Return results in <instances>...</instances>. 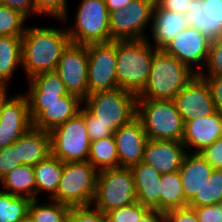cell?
<instances>
[{
  "label": "cell",
  "instance_id": "cell-1",
  "mask_svg": "<svg viewBox=\"0 0 222 222\" xmlns=\"http://www.w3.org/2000/svg\"><path fill=\"white\" fill-rule=\"evenodd\" d=\"M26 93L33 127L51 132L79 113L83 101L68 93L56 70L34 75Z\"/></svg>",
  "mask_w": 222,
  "mask_h": 222
},
{
  "label": "cell",
  "instance_id": "cell-2",
  "mask_svg": "<svg viewBox=\"0 0 222 222\" xmlns=\"http://www.w3.org/2000/svg\"><path fill=\"white\" fill-rule=\"evenodd\" d=\"M70 43L66 29L26 26L22 36V66L27 79L56 70L63 51Z\"/></svg>",
  "mask_w": 222,
  "mask_h": 222
},
{
  "label": "cell",
  "instance_id": "cell-3",
  "mask_svg": "<svg viewBox=\"0 0 222 222\" xmlns=\"http://www.w3.org/2000/svg\"><path fill=\"white\" fill-rule=\"evenodd\" d=\"M83 104L86 124H101L113 133L137 116V95L119 88L88 94Z\"/></svg>",
  "mask_w": 222,
  "mask_h": 222
},
{
  "label": "cell",
  "instance_id": "cell-4",
  "mask_svg": "<svg viewBox=\"0 0 222 222\" xmlns=\"http://www.w3.org/2000/svg\"><path fill=\"white\" fill-rule=\"evenodd\" d=\"M195 75L183 62L157 50L153 55L150 75L137 100H174Z\"/></svg>",
  "mask_w": 222,
  "mask_h": 222
},
{
  "label": "cell",
  "instance_id": "cell-5",
  "mask_svg": "<svg viewBox=\"0 0 222 222\" xmlns=\"http://www.w3.org/2000/svg\"><path fill=\"white\" fill-rule=\"evenodd\" d=\"M147 39L117 40L116 80L119 89L138 95L145 87L154 53Z\"/></svg>",
  "mask_w": 222,
  "mask_h": 222
},
{
  "label": "cell",
  "instance_id": "cell-6",
  "mask_svg": "<svg viewBox=\"0 0 222 222\" xmlns=\"http://www.w3.org/2000/svg\"><path fill=\"white\" fill-rule=\"evenodd\" d=\"M137 117L148 139L182 142L184 122L173 100H137Z\"/></svg>",
  "mask_w": 222,
  "mask_h": 222
},
{
  "label": "cell",
  "instance_id": "cell-7",
  "mask_svg": "<svg viewBox=\"0 0 222 222\" xmlns=\"http://www.w3.org/2000/svg\"><path fill=\"white\" fill-rule=\"evenodd\" d=\"M98 172L88 161L64 162L58 189L50 200L71 207L91 206L96 193Z\"/></svg>",
  "mask_w": 222,
  "mask_h": 222
},
{
  "label": "cell",
  "instance_id": "cell-8",
  "mask_svg": "<svg viewBox=\"0 0 222 222\" xmlns=\"http://www.w3.org/2000/svg\"><path fill=\"white\" fill-rule=\"evenodd\" d=\"M137 202L136 188L131 167H115L98 172L95 209L106 213Z\"/></svg>",
  "mask_w": 222,
  "mask_h": 222
},
{
  "label": "cell",
  "instance_id": "cell-9",
  "mask_svg": "<svg viewBox=\"0 0 222 222\" xmlns=\"http://www.w3.org/2000/svg\"><path fill=\"white\" fill-rule=\"evenodd\" d=\"M109 20L110 13L104 0H81L75 25L67 29L71 43L87 45L111 42Z\"/></svg>",
  "mask_w": 222,
  "mask_h": 222
},
{
  "label": "cell",
  "instance_id": "cell-10",
  "mask_svg": "<svg viewBox=\"0 0 222 222\" xmlns=\"http://www.w3.org/2000/svg\"><path fill=\"white\" fill-rule=\"evenodd\" d=\"M90 144L83 105L79 113L50 132L51 153L63 162L88 161Z\"/></svg>",
  "mask_w": 222,
  "mask_h": 222
},
{
  "label": "cell",
  "instance_id": "cell-11",
  "mask_svg": "<svg viewBox=\"0 0 222 222\" xmlns=\"http://www.w3.org/2000/svg\"><path fill=\"white\" fill-rule=\"evenodd\" d=\"M88 94L118 88L116 80L117 40L87 44Z\"/></svg>",
  "mask_w": 222,
  "mask_h": 222
},
{
  "label": "cell",
  "instance_id": "cell-12",
  "mask_svg": "<svg viewBox=\"0 0 222 222\" xmlns=\"http://www.w3.org/2000/svg\"><path fill=\"white\" fill-rule=\"evenodd\" d=\"M153 8L150 1L133 0L124 9L110 12L111 41L147 39L143 33L152 21Z\"/></svg>",
  "mask_w": 222,
  "mask_h": 222
},
{
  "label": "cell",
  "instance_id": "cell-13",
  "mask_svg": "<svg viewBox=\"0 0 222 222\" xmlns=\"http://www.w3.org/2000/svg\"><path fill=\"white\" fill-rule=\"evenodd\" d=\"M7 93V88L0 89V149L12 145L33 126L26 96L11 98Z\"/></svg>",
  "mask_w": 222,
  "mask_h": 222
},
{
  "label": "cell",
  "instance_id": "cell-14",
  "mask_svg": "<svg viewBox=\"0 0 222 222\" xmlns=\"http://www.w3.org/2000/svg\"><path fill=\"white\" fill-rule=\"evenodd\" d=\"M56 71L69 94L84 100L88 96L87 45L70 43L63 51Z\"/></svg>",
  "mask_w": 222,
  "mask_h": 222
},
{
  "label": "cell",
  "instance_id": "cell-15",
  "mask_svg": "<svg viewBox=\"0 0 222 222\" xmlns=\"http://www.w3.org/2000/svg\"><path fill=\"white\" fill-rule=\"evenodd\" d=\"M173 101L183 122L203 118L216 111L209 86L199 74L193 76Z\"/></svg>",
  "mask_w": 222,
  "mask_h": 222
},
{
  "label": "cell",
  "instance_id": "cell-16",
  "mask_svg": "<svg viewBox=\"0 0 222 222\" xmlns=\"http://www.w3.org/2000/svg\"><path fill=\"white\" fill-rule=\"evenodd\" d=\"M210 40L196 28L187 27L176 35L163 50L183 62L189 69L195 64V74L202 72V62L206 64ZM198 68V69H197Z\"/></svg>",
  "mask_w": 222,
  "mask_h": 222
},
{
  "label": "cell",
  "instance_id": "cell-17",
  "mask_svg": "<svg viewBox=\"0 0 222 222\" xmlns=\"http://www.w3.org/2000/svg\"><path fill=\"white\" fill-rule=\"evenodd\" d=\"M113 135L118 151L119 167H132L143 161L148 137L137 116L121 126Z\"/></svg>",
  "mask_w": 222,
  "mask_h": 222
},
{
  "label": "cell",
  "instance_id": "cell-18",
  "mask_svg": "<svg viewBox=\"0 0 222 222\" xmlns=\"http://www.w3.org/2000/svg\"><path fill=\"white\" fill-rule=\"evenodd\" d=\"M184 14L188 26L210 41L222 38V0H192Z\"/></svg>",
  "mask_w": 222,
  "mask_h": 222
},
{
  "label": "cell",
  "instance_id": "cell-19",
  "mask_svg": "<svg viewBox=\"0 0 222 222\" xmlns=\"http://www.w3.org/2000/svg\"><path fill=\"white\" fill-rule=\"evenodd\" d=\"M186 153L187 150L180 141L148 139L142 162L163 175L178 171Z\"/></svg>",
  "mask_w": 222,
  "mask_h": 222
},
{
  "label": "cell",
  "instance_id": "cell-20",
  "mask_svg": "<svg viewBox=\"0 0 222 222\" xmlns=\"http://www.w3.org/2000/svg\"><path fill=\"white\" fill-rule=\"evenodd\" d=\"M222 137V115L215 111L203 118H195L184 122L182 143L188 150L196 148L192 153H199Z\"/></svg>",
  "mask_w": 222,
  "mask_h": 222
},
{
  "label": "cell",
  "instance_id": "cell-21",
  "mask_svg": "<svg viewBox=\"0 0 222 222\" xmlns=\"http://www.w3.org/2000/svg\"><path fill=\"white\" fill-rule=\"evenodd\" d=\"M178 171L182 181L185 200L189 203L196 194H199L206 180L212 175L214 168L200 153L188 154L187 152Z\"/></svg>",
  "mask_w": 222,
  "mask_h": 222
},
{
  "label": "cell",
  "instance_id": "cell-22",
  "mask_svg": "<svg viewBox=\"0 0 222 222\" xmlns=\"http://www.w3.org/2000/svg\"><path fill=\"white\" fill-rule=\"evenodd\" d=\"M152 26L154 48L163 50L173 38L188 27L185 14L161 9L157 4L153 8Z\"/></svg>",
  "mask_w": 222,
  "mask_h": 222
},
{
  "label": "cell",
  "instance_id": "cell-23",
  "mask_svg": "<svg viewBox=\"0 0 222 222\" xmlns=\"http://www.w3.org/2000/svg\"><path fill=\"white\" fill-rule=\"evenodd\" d=\"M18 163L37 165L51 153L50 132L31 127L15 141Z\"/></svg>",
  "mask_w": 222,
  "mask_h": 222
},
{
  "label": "cell",
  "instance_id": "cell-24",
  "mask_svg": "<svg viewBox=\"0 0 222 222\" xmlns=\"http://www.w3.org/2000/svg\"><path fill=\"white\" fill-rule=\"evenodd\" d=\"M131 170L134 176L137 202L149 209L160 211L161 174L144 162L133 165Z\"/></svg>",
  "mask_w": 222,
  "mask_h": 222
},
{
  "label": "cell",
  "instance_id": "cell-25",
  "mask_svg": "<svg viewBox=\"0 0 222 222\" xmlns=\"http://www.w3.org/2000/svg\"><path fill=\"white\" fill-rule=\"evenodd\" d=\"M4 192L15 196L36 199V182L33 165L21 164L0 180Z\"/></svg>",
  "mask_w": 222,
  "mask_h": 222
},
{
  "label": "cell",
  "instance_id": "cell-26",
  "mask_svg": "<svg viewBox=\"0 0 222 222\" xmlns=\"http://www.w3.org/2000/svg\"><path fill=\"white\" fill-rule=\"evenodd\" d=\"M22 67V36H0V88H6L17 66Z\"/></svg>",
  "mask_w": 222,
  "mask_h": 222
},
{
  "label": "cell",
  "instance_id": "cell-27",
  "mask_svg": "<svg viewBox=\"0 0 222 222\" xmlns=\"http://www.w3.org/2000/svg\"><path fill=\"white\" fill-rule=\"evenodd\" d=\"M64 162L50 153L33 166L36 182V196L40 191L50 193V199L56 194Z\"/></svg>",
  "mask_w": 222,
  "mask_h": 222
},
{
  "label": "cell",
  "instance_id": "cell-28",
  "mask_svg": "<svg viewBox=\"0 0 222 222\" xmlns=\"http://www.w3.org/2000/svg\"><path fill=\"white\" fill-rule=\"evenodd\" d=\"M160 211L187 207L179 171L161 175Z\"/></svg>",
  "mask_w": 222,
  "mask_h": 222
},
{
  "label": "cell",
  "instance_id": "cell-29",
  "mask_svg": "<svg viewBox=\"0 0 222 222\" xmlns=\"http://www.w3.org/2000/svg\"><path fill=\"white\" fill-rule=\"evenodd\" d=\"M88 162L98 171L119 167L114 135L91 141Z\"/></svg>",
  "mask_w": 222,
  "mask_h": 222
},
{
  "label": "cell",
  "instance_id": "cell-30",
  "mask_svg": "<svg viewBox=\"0 0 222 222\" xmlns=\"http://www.w3.org/2000/svg\"><path fill=\"white\" fill-rule=\"evenodd\" d=\"M31 201L0 190V222H19L29 213Z\"/></svg>",
  "mask_w": 222,
  "mask_h": 222
},
{
  "label": "cell",
  "instance_id": "cell-31",
  "mask_svg": "<svg viewBox=\"0 0 222 222\" xmlns=\"http://www.w3.org/2000/svg\"><path fill=\"white\" fill-rule=\"evenodd\" d=\"M48 204H40L33 199L29 206V214L35 222H66L71 206L54 200Z\"/></svg>",
  "mask_w": 222,
  "mask_h": 222
},
{
  "label": "cell",
  "instance_id": "cell-32",
  "mask_svg": "<svg viewBox=\"0 0 222 222\" xmlns=\"http://www.w3.org/2000/svg\"><path fill=\"white\" fill-rule=\"evenodd\" d=\"M222 201V170L214 169L212 175L202 186L199 194L188 203V207L195 208L218 204Z\"/></svg>",
  "mask_w": 222,
  "mask_h": 222
},
{
  "label": "cell",
  "instance_id": "cell-33",
  "mask_svg": "<svg viewBox=\"0 0 222 222\" xmlns=\"http://www.w3.org/2000/svg\"><path fill=\"white\" fill-rule=\"evenodd\" d=\"M26 18L12 8L0 4V36H23Z\"/></svg>",
  "mask_w": 222,
  "mask_h": 222
},
{
  "label": "cell",
  "instance_id": "cell-34",
  "mask_svg": "<svg viewBox=\"0 0 222 222\" xmlns=\"http://www.w3.org/2000/svg\"><path fill=\"white\" fill-rule=\"evenodd\" d=\"M149 208L142 206L139 202L115 208L105 213L108 222H137Z\"/></svg>",
  "mask_w": 222,
  "mask_h": 222
},
{
  "label": "cell",
  "instance_id": "cell-35",
  "mask_svg": "<svg viewBox=\"0 0 222 222\" xmlns=\"http://www.w3.org/2000/svg\"><path fill=\"white\" fill-rule=\"evenodd\" d=\"M67 0H33L35 12L38 15H49L57 18L59 21L67 20L68 5Z\"/></svg>",
  "mask_w": 222,
  "mask_h": 222
},
{
  "label": "cell",
  "instance_id": "cell-36",
  "mask_svg": "<svg viewBox=\"0 0 222 222\" xmlns=\"http://www.w3.org/2000/svg\"><path fill=\"white\" fill-rule=\"evenodd\" d=\"M207 75L202 71L200 76H222V38L210 41L206 66Z\"/></svg>",
  "mask_w": 222,
  "mask_h": 222
},
{
  "label": "cell",
  "instance_id": "cell-37",
  "mask_svg": "<svg viewBox=\"0 0 222 222\" xmlns=\"http://www.w3.org/2000/svg\"><path fill=\"white\" fill-rule=\"evenodd\" d=\"M69 222H108L105 213L91 206L71 207Z\"/></svg>",
  "mask_w": 222,
  "mask_h": 222
},
{
  "label": "cell",
  "instance_id": "cell-38",
  "mask_svg": "<svg viewBox=\"0 0 222 222\" xmlns=\"http://www.w3.org/2000/svg\"><path fill=\"white\" fill-rule=\"evenodd\" d=\"M18 163L17 149H15V142L12 145L0 149V180L13 170Z\"/></svg>",
  "mask_w": 222,
  "mask_h": 222
},
{
  "label": "cell",
  "instance_id": "cell-39",
  "mask_svg": "<svg viewBox=\"0 0 222 222\" xmlns=\"http://www.w3.org/2000/svg\"><path fill=\"white\" fill-rule=\"evenodd\" d=\"M198 222H222V201L218 204L193 208Z\"/></svg>",
  "mask_w": 222,
  "mask_h": 222
},
{
  "label": "cell",
  "instance_id": "cell-40",
  "mask_svg": "<svg viewBox=\"0 0 222 222\" xmlns=\"http://www.w3.org/2000/svg\"><path fill=\"white\" fill-rule=\"evenodd\" d=\"M199 153L214 169L222 170V137Z\"/></svg>",
  "mask_w": 222,
  "mask_h": 222
},
{
  "label": "cell",
  "instance_id": "cell-41",
  "mask_svg": "<svg viewBox=\"0 0 222 222\" xmlns=\"http://www.w3.org/2000/svg\"><path fill=\"white\" fill-rule=\"evenodd\" d=\"M165 222H198L193 208L183 207L165 212Z\"/></svg>",
  "mask_w": 222,
  "mask_h": 222
},
{
  "label": "cell",
  "instance_id": "cell-42",
  "mask_svg": "<svg viewBox=\"0 0 222 222\" xmlns=\"http://www.w3.org/2000/svg\"><path fill=\"white\" fill-rule=\"evenodd\" d=\"M211 91L215 110L222 115V76H201Z\"/></svg>",
  "mask_w": 222,
  "mask_h": 222
},
{
  "label": "cell",
  "instance_id": "cell-43",
  "mask_svg": "<svg viewBox=\"0 0 222 222\" xmlns=\"http://www.w3.org/2000/svg\"><path fill=\"white\" fill-rule=\"evenodd\" d=\"M0 4L12 8L14 11L19 12L26 19L30 14H36L34 9L33 0H0Z\"/></svg>",
  "mask_w": 222,
  "mask_h": 222
},
{
  "label": "cell",
  "instance_id": "cell-44",
  "mask_svg": "<svg viewBox=\"0 0 222 222\" xmlns=\"http://www.w3.org/2000/svg\"><path fill=\"white\" fill-rule=\"evenodd\" d=\"M190 4H192V0H159L157 3L161 9L175 11L182 14L187 11Z\"/></svg>",
  "mask_w": 222,
  "mask_h": 222
},
{
  "label": "cell",
  "instance_id": "cell-45",
  "mask_svg": "<svg viewBox=\"0 0 222 222\" xmlns=\"http://www.w3.org/2000/svg\"><path fill=\"white\" fill-rule=\"evenodd\" d=\"M87 132L91 141L112 136L114 133L101 124H86Z\"/></svg>",
  "mask_w": 222,
  "mask_h": 222
},
{
  "label": "cell",
  "instance_id": "cell-46",
  "mask_svg": "<svg viewBox=\"0 0 222 222\" xmlns=\"http://www.w3.org/2000/svg\"><path fill=\"white\" fill-rule=\"evenodd\" d=\"M137 222H165V213L156 209H149Z\"/></svg>",
  "mask_w": 222,
  "mask_h": 222
},
{
  "label": "cell",
  "instance_id": "cell-47",
  "mask_svg": "<svg viewBox=\"0 0 222 222\" xmlns=\"http://www.w3.org/2000/svg\"><path fill=\"white\" fill-rule=\"evenodd\" d=\"M107 10L110 12L118 10V9H124V7L128 4H130L133 0H104Z\"/></svg>",
  "mask_w": 222,
  "mask_h": 222
},
{
  "label": "cell",
  "instance_id": "cell-48",
  "mask_svg": "<svg viewBox=\"0 0 222 222\" xmlns=\"http://www.w3.org/2000/svg\"><path fill=\"white\" fill-rule=\"evenodd\" d=\"M19 222H35L32 216L28 213L25 217H23Z\"/></svg>",
  "mask_w": 222,
  "mask_h": 222
},
{
  "label": "cell",
  "instance_id": "cell-49",
  "mask_svg": "<svg viewBox=\"0 0 222 222\" xmlns=\"http://www.w3.org/2000/svg\"><path fill=\"white\" fill-rule=\"evenodd\" d=\"M147 1H150V2H152L154 5H156L159 0H147Z\"/></svg>",
  "mask_w": 222,
  "mask_h": 222
}]
</instances>
